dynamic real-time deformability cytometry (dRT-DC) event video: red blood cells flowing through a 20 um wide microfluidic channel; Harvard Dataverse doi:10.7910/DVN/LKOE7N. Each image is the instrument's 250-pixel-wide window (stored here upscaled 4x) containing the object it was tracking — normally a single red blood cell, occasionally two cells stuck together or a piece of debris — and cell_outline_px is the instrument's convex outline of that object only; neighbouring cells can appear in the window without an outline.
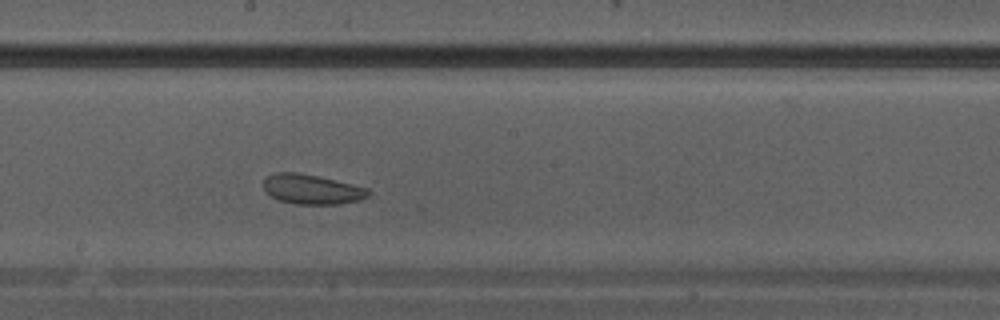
{"species": "Egyptian fruit bat (a non-hibernating species)", "species_latin": "Rousettus aegyptiacus", "temperature_condition": "warm", "stored_images_in_passage": 13, "camera_frame_rate_fps": 3000, "um_per_image_px": 0.085, "animal": {"sex": "male"}, "frame": {"image": 1, "passage_image": 13, "time_ms": 4.0, "image_size_px": [1000, 320], "cell_outline_px": [[372, 192], [368, 196], [360, 200], [340, 204], [296, 204], [276, 200], [264, 192], [264, 180], [268, 176], [276, 172], [300, 172], [352, 184], [368, 188]], "centroid_in_image_um": [26.49, 16.1], "position_along_channel_um": 221.7, "area_um2": 18.38}}